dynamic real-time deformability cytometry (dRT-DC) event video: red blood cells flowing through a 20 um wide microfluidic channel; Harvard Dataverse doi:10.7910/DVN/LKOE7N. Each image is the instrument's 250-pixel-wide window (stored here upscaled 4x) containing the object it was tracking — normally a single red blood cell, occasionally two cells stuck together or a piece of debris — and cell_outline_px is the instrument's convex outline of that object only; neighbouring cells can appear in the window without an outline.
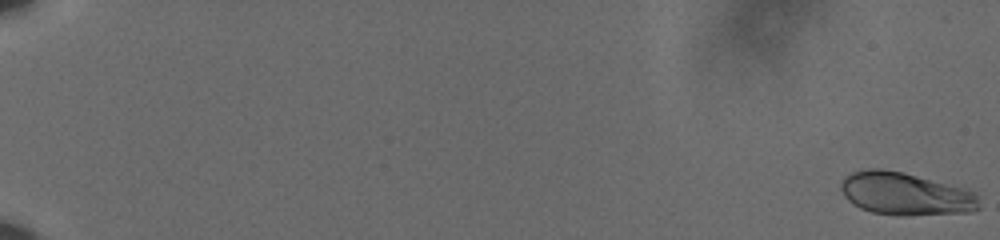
{"species": "human", "species_latin": "Homo sapiens", "temperature_condition": "cold", "stored_images_in_passage": 61, "camera_frame_rate_fps": 3000, "um_per_image_px": 0.085, "donor": {"sex": "male"}, "frame": {"image": 1, "passage_image": 1, "time_ms": 0.0, "image_size_px": [1000, 240], "cell_outline_px": [[980, 208], [972, 212], [908, 216], [896, 216], [872, 212], [860, 208], [848, 200], [844, 196], [840, 188], [840, 184], [844, 176], [852, 172], [868, 168], [880, 168], [904, 172], [964, 188], [976, 192], [980, 196]], "centroid_in_image_um": [76.98, 16.48], "position_along_channel_um": 8.0, "area_um2": 35.03}}
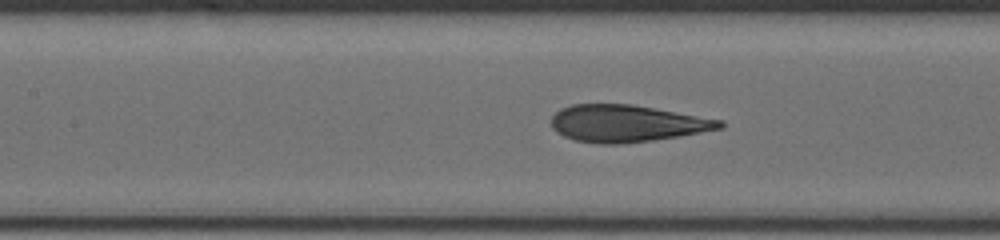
{"frame": {"image": 2, "passage_image": 32, "time_ms": 10.333, "image_size_px": [1000, 240], "cell_outline_px": [[724, 128], [680, 136], [652, 140], [620, 144], [600, 144], [576, 140], [564, 136], [556, 132], [552, 128], [552, 116], [560, 108], [572, 104], [632, 104], [724, 120]], "centroid_in_image_um": [53.3, 10.49], "position_along_channel_um": 154.1, "area_um2": 36.41}}
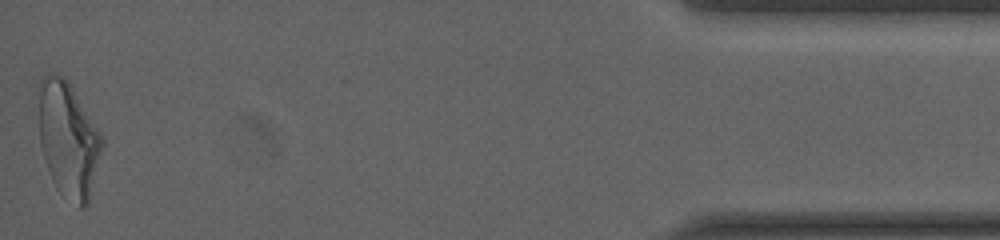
{"frame": {"image": 3, "passage_image": 61, "time_ms": 20.0, "image_size_px": [1000, 240], "cell_outline_px": [[104, 144], [88, 204], [84, 208], [80, 208], [60, 192], [56, 188], [52, 180], [40, 144], [40, 80], [44, 72], [48, 72], [64, 76], [68, 80], [100, 132], [104, 140]], "centroid_in_image_um": [5.83, 11.84], "position_along_channel_um": 429.4, "area_um2": 42.31}, "authors_computed_cell_mechanics": {"area_um2": 36.3562, "velocity_mm_per_s": 3.6072, "shape_relaxation_time_tau1_ms": 4.124, "shape_relaxation_time_tau2_ms": 0.8931, "deformation_change_tau1": 0.1775, "deformation_change_tau2": 0.0847}}